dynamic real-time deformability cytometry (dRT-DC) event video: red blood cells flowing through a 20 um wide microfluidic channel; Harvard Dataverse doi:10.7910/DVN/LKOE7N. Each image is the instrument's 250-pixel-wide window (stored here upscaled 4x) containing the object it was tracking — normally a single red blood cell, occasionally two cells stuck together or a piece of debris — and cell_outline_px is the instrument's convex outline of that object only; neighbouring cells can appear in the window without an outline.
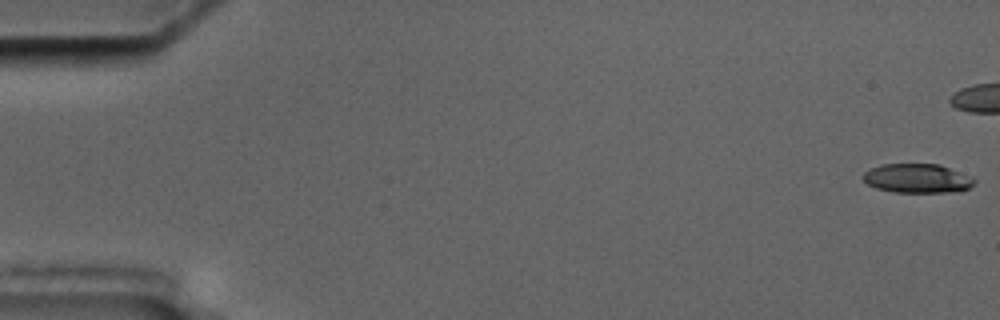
{"species": "common noctule bat (a hibernating species)", "species_latin": "Nyctalus noctula", "temperature_condition": "cold", "stored_images_in_passage": 6, "camera_frame_rate_fps": 3000, "um_per_image_px": 0.085, "animal": {"sex": "male", "body_mass_g": 17.5, "forearm_length_mm": 52.3}, "frame": {"image": 1, "passage_image": 1, "time_ms": 0.0, "image_size_px": [1000, 320], "cell_outline_px": [[976, 184], [968, 188], [952, 192], [896, 192], [876, 188], [868, 184], [860, 176], [864, 172], [880, 164], [940, 164], [972, 176], [976, 180]], "centroid_in_image_um": [77.99, 15.15], "position_along_channel_um": 7.0, "area_um2": 19.02}}
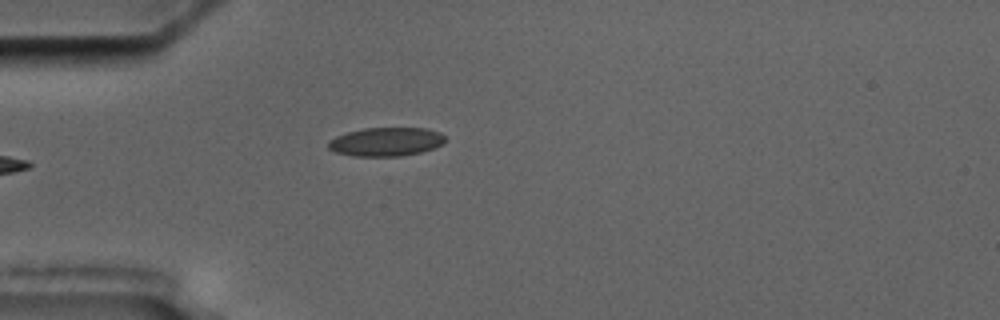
{"frame": {"image": 2, "passage_image": 6, "time_ms": 6.667, "image_size_px": [1000, 320], "cell_outline_px": [[444, 144], [420, 152], [400, 156], [352, 156], [336, 152], [328, 148], [328, 140], [336, 136], [348, 132], [364, 128], [424, 128], [440, 132], [444, 136]], "centroid_in_image_um": [32.79, 12.05], "position_along_channel_um": 52.2, "area_um2": 19.48}}